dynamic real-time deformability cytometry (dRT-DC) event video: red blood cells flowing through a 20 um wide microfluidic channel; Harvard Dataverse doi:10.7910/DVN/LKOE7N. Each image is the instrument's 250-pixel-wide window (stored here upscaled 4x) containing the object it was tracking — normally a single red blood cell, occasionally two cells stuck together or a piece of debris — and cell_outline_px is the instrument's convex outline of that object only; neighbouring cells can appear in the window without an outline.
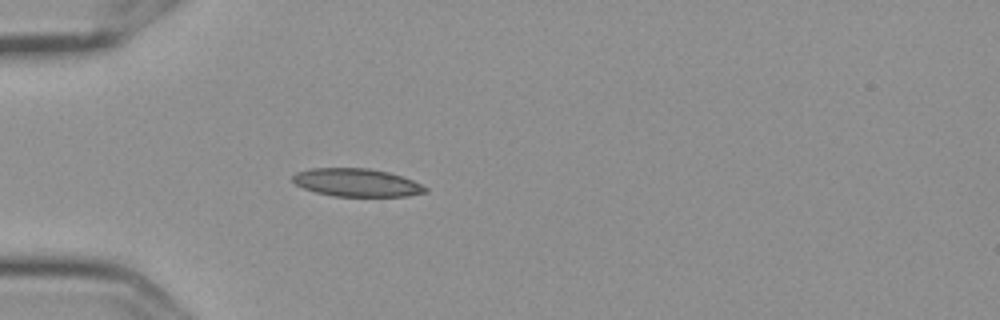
{"species": "Egyptian fruit bat (a non-hibernating species)", "species_latin": "Rousettus aegyptiacus", "temperature_condition": "cold", "stored_images_in_passage": 5, "camera_frame_rate_fps": 3000, "um_per_image_px": 0.085, "frame": {"image": 1, "passage_image": 5, "time_ms": 1.333, "image_size_px": [1000, 320], "cell_outline_px": [[428, 192], [408, 196], [332, 196], [316, 192], [304, 188], [296, 184], [292, 180], [292, 176], [296, 172], [312, 168], [368, 168], [388, 172], [412, 180], [428, 188]], "centroid_in_image_um": [30.31, 15.52], "position_along_channel_um": 54.7, "area_um2": 21.56}}